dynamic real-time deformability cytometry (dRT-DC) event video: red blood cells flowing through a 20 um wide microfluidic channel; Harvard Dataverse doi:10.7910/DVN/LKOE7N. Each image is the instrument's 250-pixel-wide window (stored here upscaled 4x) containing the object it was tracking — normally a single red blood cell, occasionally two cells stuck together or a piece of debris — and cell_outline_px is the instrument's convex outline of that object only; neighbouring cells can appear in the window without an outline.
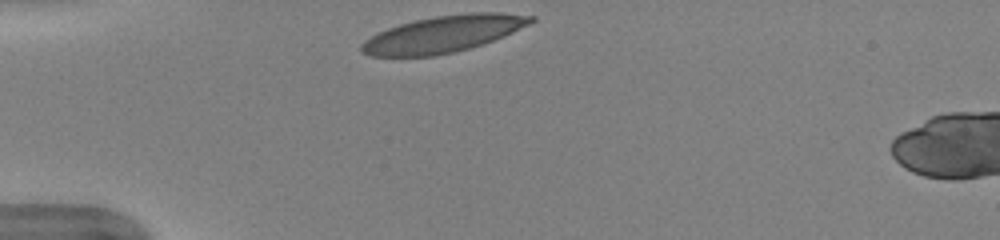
{"species": "human", "species_latin": "Homo sapiens", "temperature_condition": "warm", "stored_images_in_passage": 6, "camera_frame_rate_fps": 3000, "um_per_image_px": 0.085, "donor": {"sex": "female"}, "frame": {"image": 1, "passage_image": 1, "time_ms": 0.0, "image_size_px": [1000, 240], "cell_outline_px": [[536, 20], [504, 36], [456, 52], [436, 56], [368, 56], [360, 52], [360, 44], [364, 40], [388, 28], [400, 24], [416, 20], [436, 16], [468, 12], [496, 12], [536, 16]], "centroid_in_image_um": [37.66, 2.89], "position_along_channel_um": 47.3, "area_um2": 35.95}}
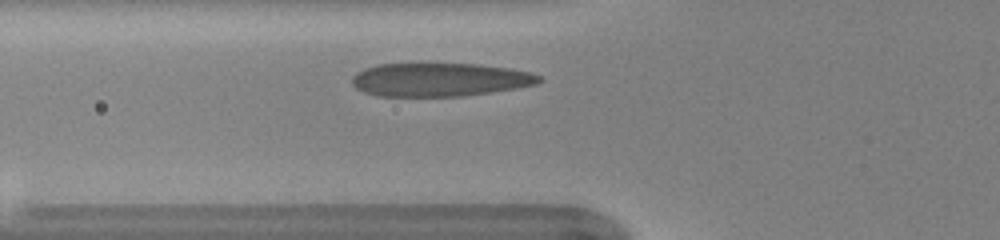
{"frame": {"image": 2, "passage_image": 6, "time_ms": 1.667, "image_size_px": [1000, 240], "cell_outline_px": [[544, 80], [536, 84], [516, 88], [464, 96], [376, 96], [364, 92], [356, 88], [352, 84], [352, 76], [356, 72], [364, 68], [376, 64], [480, 64], [508, 68], [532, 72], [540, 76]], "centroid_in_image_um": [37.37, 6.77], "position_along_channel_um": 88.4, "area_um2": 36.59}}